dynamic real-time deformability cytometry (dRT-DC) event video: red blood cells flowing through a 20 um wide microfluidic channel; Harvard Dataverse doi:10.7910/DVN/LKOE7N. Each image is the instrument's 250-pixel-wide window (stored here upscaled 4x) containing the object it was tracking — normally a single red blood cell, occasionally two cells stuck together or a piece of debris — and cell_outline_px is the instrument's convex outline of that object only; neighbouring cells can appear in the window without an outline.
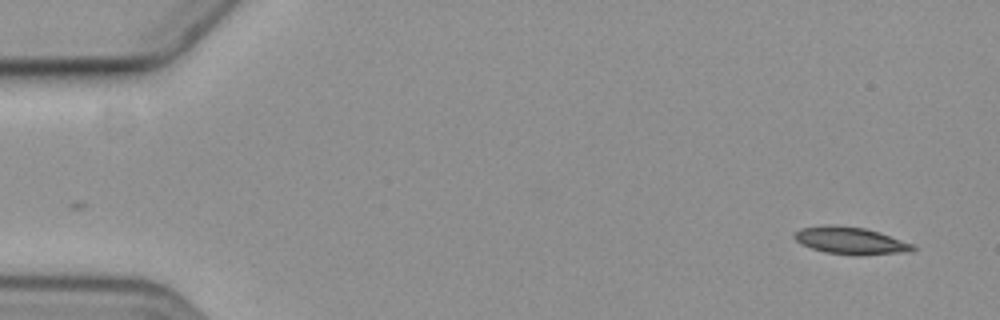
{"species": "common noctule bat (a hibernating species)", "species_latin": "Nyctalus noctula", "temperature_condition": "cold", "stored_images_in_passage": 5, "camera_frame_rate_fps": 3000, "um_per_image_px": 0.085, "animal": {"sex": "female", "body_mass_g": 19.3, "forearm_length_mm": 54.1}, "frame": {"image": 1, "passage_image": 1, "time_ms": 0.0, "image_size_px": [1000, 320], "cell_outline_px": [[916, 248], [912, 252], [860, 256], [856, 256], [824, 252], [800, 244], [792, 236], [792, 232], [800, 228], [824, 224], [836, 224], [864, 228], [880, 232], [912, 244]], "centroid_in_image_um": [72.26, 20.45], "position_along_channel_um": 12.7, "area_um2": 19.31}}
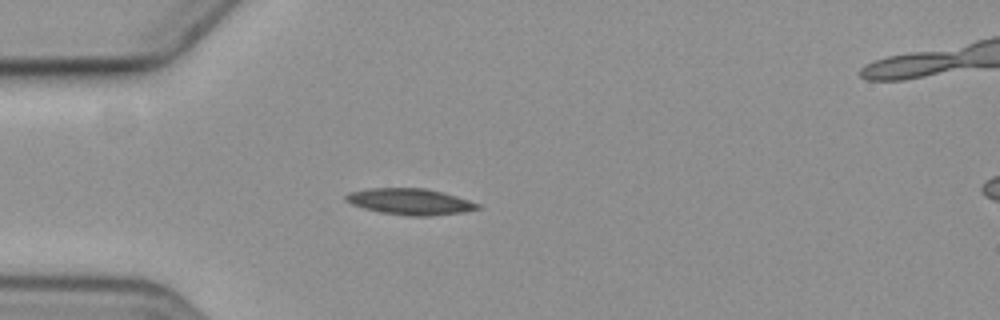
{"frame": {"image": 2, "passage_image": 4, "time_ms": 4.333, "image_size_px": [1000, 320], "cell_outline_px": [[484, 208], [464, 212], [432, 216], [408, 216], [380, 212], [364, 208], [352, 204], [344, 200], [344, 196], [348, 192], [368, 188], [424, 188], [456, 196], [480, 204]], "centroid_in_image_um": [34.86, 17.14], "position_along_channel_um": 50.1, "area_um2": 20.23}}